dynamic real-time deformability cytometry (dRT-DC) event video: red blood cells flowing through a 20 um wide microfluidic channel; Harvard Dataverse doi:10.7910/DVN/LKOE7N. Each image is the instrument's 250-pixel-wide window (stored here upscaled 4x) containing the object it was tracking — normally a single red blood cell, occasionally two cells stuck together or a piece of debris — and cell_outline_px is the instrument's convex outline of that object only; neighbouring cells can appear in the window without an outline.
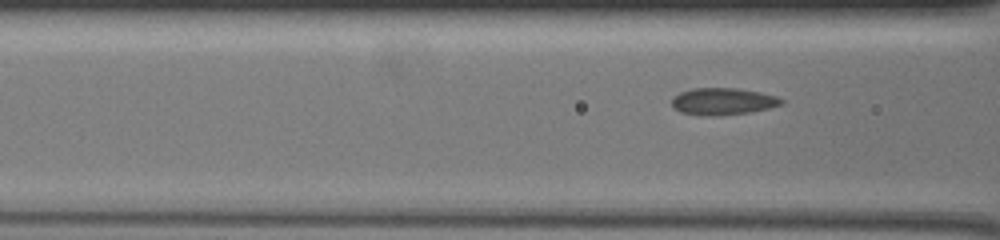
{"species": "common noctule bat (a hibernating species)", "species_latin": "Nyctalus noctula", "temperature_condition": "warm", "stored_images_in_passage": 10, "camera_frame_rate_fps": 3000, "um_per_image_px": 0.085, "animal": {"sex": "female", "body_mass_g": 19.5, "forearm_length_mm": 54.1}, "frame": {"image": 1, "passage_image": 7, "time_ms": 2.0, "image_size_px": [1000, 240], "cell_outline_px": [[784, 104], [768, 108], [748, 112], [716, 116], [700, 116], [680, 112], [672, 108], [672, 96], [680, 92], [692, 88], [736, 88], [760, 92], [776, 96], [784, 100]], "centroid_in_image_um": [61.4, 8.62], "position_along_channel_um": 105.2, "area_um2": 17.4}}